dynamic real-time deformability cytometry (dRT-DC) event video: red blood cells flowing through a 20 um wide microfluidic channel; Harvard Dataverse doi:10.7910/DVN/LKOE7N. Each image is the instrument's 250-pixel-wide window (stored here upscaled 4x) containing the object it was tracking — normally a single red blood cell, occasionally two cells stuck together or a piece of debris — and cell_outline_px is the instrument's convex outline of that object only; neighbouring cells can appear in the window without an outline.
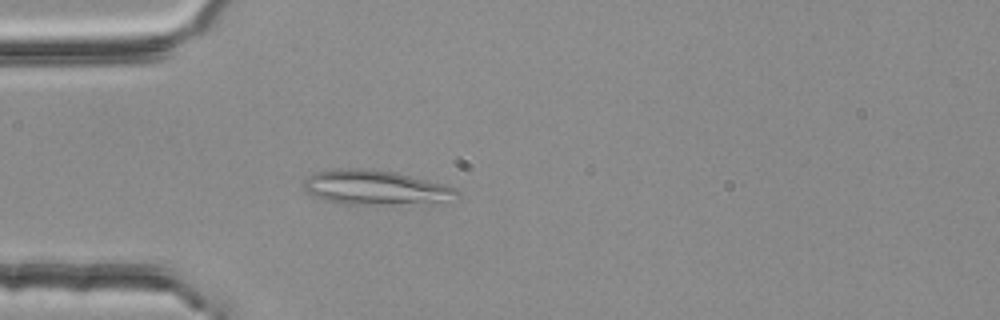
{"species": "common noctule bat (a hibernating species)", "species_latin": "Nyctalus noctula", "temperature_condition": "room temperature", "stored_images_in_passage": 4, "camera_frame_rate_fps": 3000, "um_per_image_px": 0.085, "animal": {"sex": "female", "body_mass_g": 25.1}, "frame": {"image": 1, "passage_image": 4, "time_ms": 1.0, "image_size_px": [1000, 320], "cell_outline_px": [[460, 196], [440, 200], [392, 204], [336, 204], [312, 196], [304, 188], [304, 180], [308, 176], [316, 172], [336, 168], [364, 168], [392, 172], [444, 184], [456, 188], [460, 192]], "centroid_in_image_um": [31.8, 15.93], "position_along_channel_um": 53.2, "area_um2": 30.35}}